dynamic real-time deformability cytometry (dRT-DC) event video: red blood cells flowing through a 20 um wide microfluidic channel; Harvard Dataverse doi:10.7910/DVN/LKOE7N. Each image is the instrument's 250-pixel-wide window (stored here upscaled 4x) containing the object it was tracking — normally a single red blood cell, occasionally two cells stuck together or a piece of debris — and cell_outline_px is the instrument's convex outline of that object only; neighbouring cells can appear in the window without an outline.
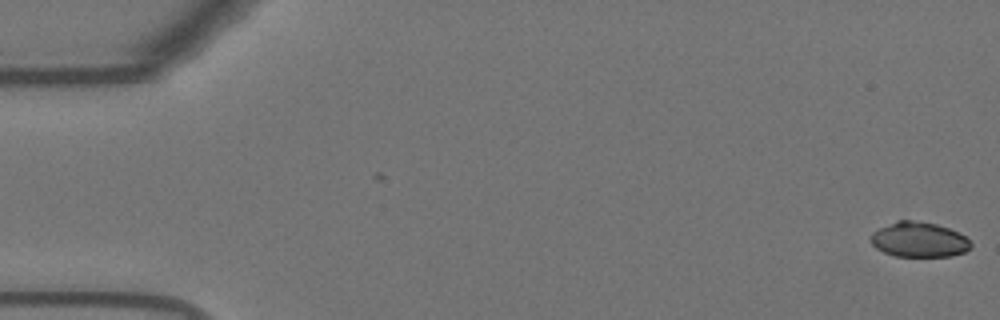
{"species": "Egyptian fruit bat (a non-hibernating species)", "species_latin": "Rousettus aegyptiacus", "temperature_condition": "warm", "stored_images_in_passage": 55, "camera_frame_rate_fps": 3000, "um_per_image_px": 0.085, "animal": {"sex": "female"}, "frame": {"image": 1, "passage_image": 1, "time_ms": 0.0, "image_size_px": [1000, 320], "cell_outline_px": [[972, 248], [964, 252], [952, 256], [896, 256], [884, 252], [876, 248], [868, 240], [872, 232], [896, 220], [912, 220], [936, 224], [948, 228], [964, 236], [972, 244]], "centroid_in_image_um": [78.09, 20.37], "position_along_channel_um": 6.9, "area_um2": 20.4}}
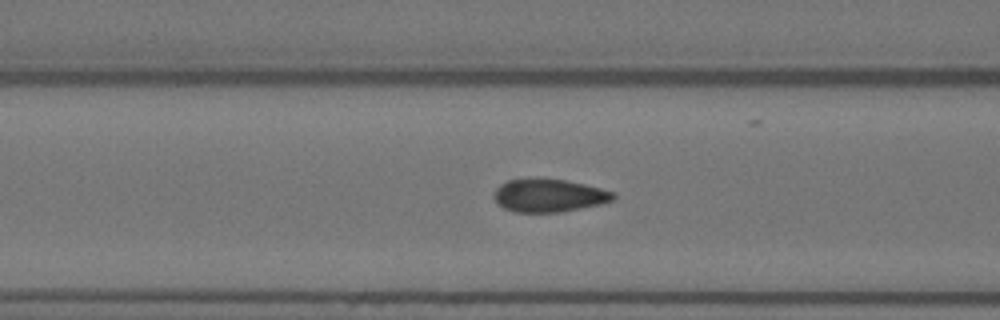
{"frame": {"image": 2, "passage_image": 22, "time_ms": 7.0, "image_size_px": [1000, 320], "cell_outline_px": [[616, 196], [612, 200], [600, 204], [560, 212], [516, 212], [504, 208], [496, 204], [492, 196], [492, 192], [500, 184], [508, 180], [564, 180], [584, 184], [616, 192]], "centroid_in_image_um": [46.63, 16.64], "position_along_channel_um": 120.0, "area_um2": 22.66}}
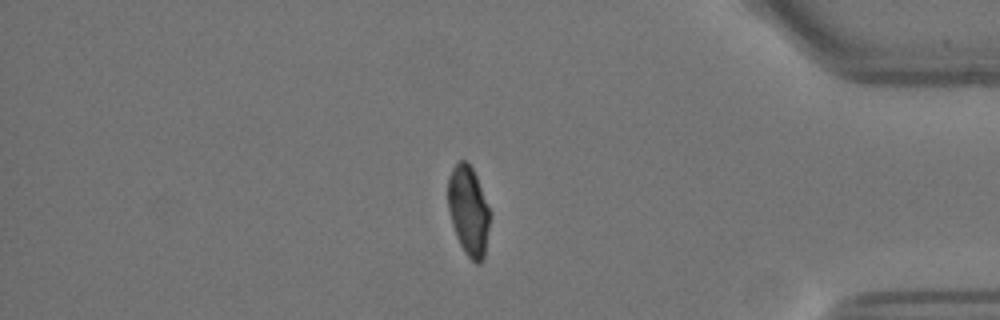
{"frame": {"image": 3, "passage_image": 47, "time_ms": 15.333, "image_size_px": [1000, 320], "cell_outline_px": [[488, 228], [484, 260], [480, 264], [476, 264], [464, 252], [456, 236], [452, 224], [448, 208], [448, 180], [452, 168], [460, 160], [464, 160], [472, 168], [476, 176], [488, 208]], "centroid_in_image_um": [39.79, 17.95], "position_along_channel_um": 395.4, "area_um2": 21.39}, "authors_computed_cell_mechanics": {"area_um2": 22.6576, "velocity_mm_per_s": 3.6717, "shape_relaxation_time_tau1_ms": 9.5522, "shape_relaxation_time_tau2_ms": null, "deformation_change_tau1": 0.2482, "deformation_change_tau2": null}}